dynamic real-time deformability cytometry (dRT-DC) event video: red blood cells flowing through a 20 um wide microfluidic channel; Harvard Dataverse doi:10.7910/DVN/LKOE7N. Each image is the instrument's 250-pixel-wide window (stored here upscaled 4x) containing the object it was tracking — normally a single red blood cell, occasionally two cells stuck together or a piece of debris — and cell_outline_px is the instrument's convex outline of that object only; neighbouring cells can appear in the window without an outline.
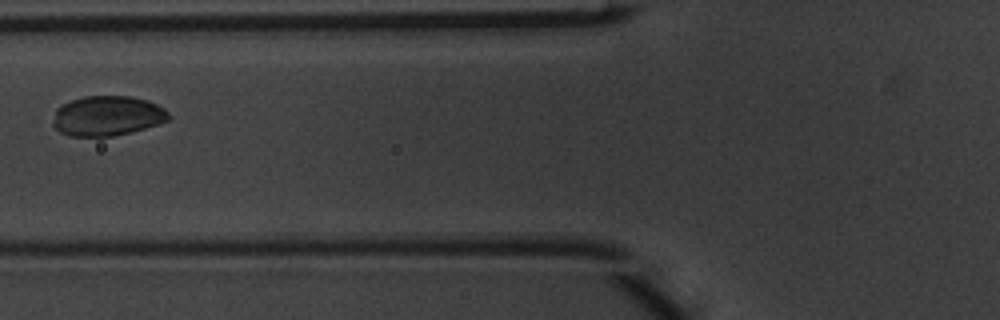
{"species": "common noctule bat (a hibernating species)", "species_latin": "Nyctalus noctula", "temperature_condition": "warm", "stored_images_in_passage": 5, "camera_frame_rate_fps": 3000, "um_per_image_px": 0.085, "animal": {"sex": "male", "body_mass_g": 20.1, "forearm_length_mm": 53.5}, "frame": {"image": 1, "passage_image": 4, "time_ms": 1.0, "image_size_px": [1000, 320], "cell_outline_px": [[172, 116], [168, 120], [132, 132], [112, 136], [68, 136], [60, 132], [52, 124], [56, 108], [72, 100], [84, 96], [128, 96], [148, 100], [164, 108]], "centroid_in_image_um": [9.12, 9.85], "position_along_channel_um": 116.7, "area_um2": 26.88}}
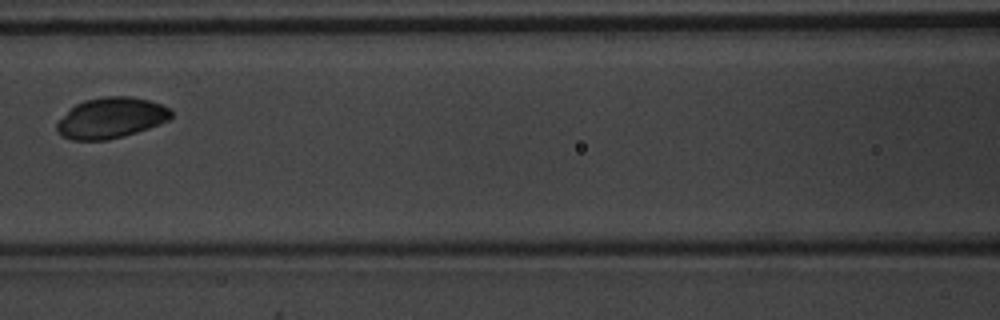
{"frame": {"image": 2, "passage_image": 5, "time_ms": 1.333, "image_size_px": [1000, 320], "cell_outline_px": [[172, 116], [168, 120], [160, 124], [124, 136], [108, 140], [72, 140], [60, 136], [56, 132], [56, 124], [76, 104], [84, 100], [104, 96], [128, 96], [148, 100], [160, 104], [168, 108], [172, 112]], "centroid_in_image_um": [9.42, 10.03], "position_along_channel_um": 157.2, "area_um2": 26.99}}